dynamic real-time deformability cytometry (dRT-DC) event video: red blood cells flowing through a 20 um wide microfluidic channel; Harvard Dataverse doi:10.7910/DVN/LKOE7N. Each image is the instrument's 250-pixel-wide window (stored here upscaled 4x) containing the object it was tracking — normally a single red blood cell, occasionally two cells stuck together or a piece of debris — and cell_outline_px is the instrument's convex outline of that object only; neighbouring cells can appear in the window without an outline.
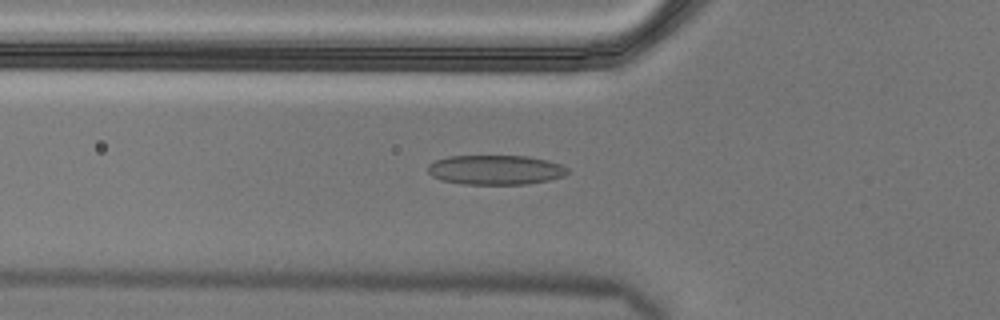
{"species": "Egyptian fruit bat (a non-hibernating species)", "species_latin": "Rousettus aegyptiacus", "temperature_condition": "cold", "stored_images_in_passage": 57, "camera_frame_rate_fps": 3000, "um_per_image_px": 0.085, "animal": {"sex": "male"}, "frame": {"image": 1, "passage_image": 20, "time_ms": 6.333, "image_size_px": [1000, 320], "cell_outline_px": [[568, 172], [564, 176], [548, 180], [528, 184], [464, 184], [444, 180], [432, 176], [428, 172], [428, 164], [436, 160], [448, 156], [528, 156], [548, 160], [560, 164], [568, 168]], "centroid_in_image_um": [42.13, 14.43], "position_along_channel_um": 83.7, "area_um2": 24.04}}
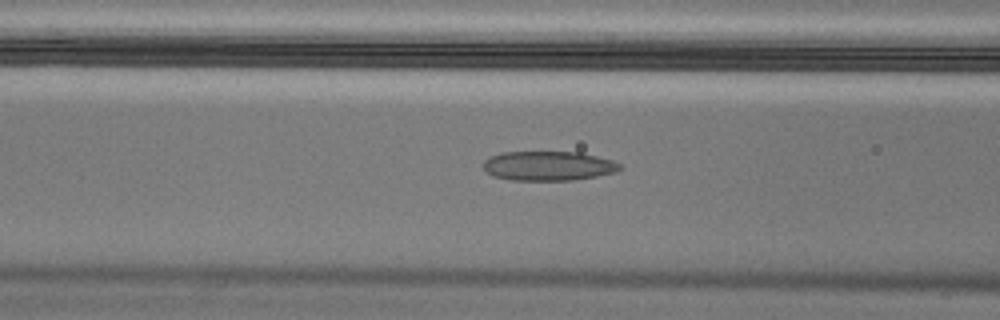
{"frame": {"image": 2, "passage_image": 23, "time_ms": 7.333, "image_size_px": [1000, 320], "cell_outline_px": [[624, 168], [616, 172], [596, 176], [572, 180], [512, 180], [492, 176], [480, 164], [488, 156], [500, 152], [580, 152], [612, 160], [620, 164]], "centroid_in_image_um": [46.58, 14.09], "position_along_channel_um": 120.0, "area_um2": 23.64}}
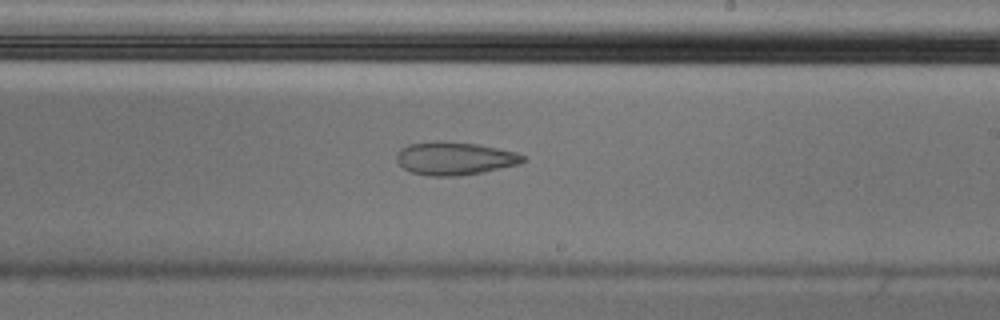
{"frame": {"image": 3, "passage_image": 34, "time_ms": 11.0, "image_size_px": [1000, 320], "cell_outline_px": [[524, 160], [520, 164], [484, 172], [456, 176], [432, 176], [412, 172], [404, 168], [396, 160], [396, 152], [400, 148], [408, 144], [436, 140], [480, 144], [516, 152], [524, 156]], "centroid_in_image_um": [38.63, 13.45], "position_along_channel_um": 250.4, "area_um2": 24.51}, "authors_computed_cell_mechanics": {"area_um2": 26.588, "velocity_mm_per_s": 3.5535, "shape_relaxation_time_tau1_ms": null, "shape_relaxation_time_tau2_ms": 2.8853, "deformation_change_tau1": null, "deformation_change_tau2": 0.0808}}